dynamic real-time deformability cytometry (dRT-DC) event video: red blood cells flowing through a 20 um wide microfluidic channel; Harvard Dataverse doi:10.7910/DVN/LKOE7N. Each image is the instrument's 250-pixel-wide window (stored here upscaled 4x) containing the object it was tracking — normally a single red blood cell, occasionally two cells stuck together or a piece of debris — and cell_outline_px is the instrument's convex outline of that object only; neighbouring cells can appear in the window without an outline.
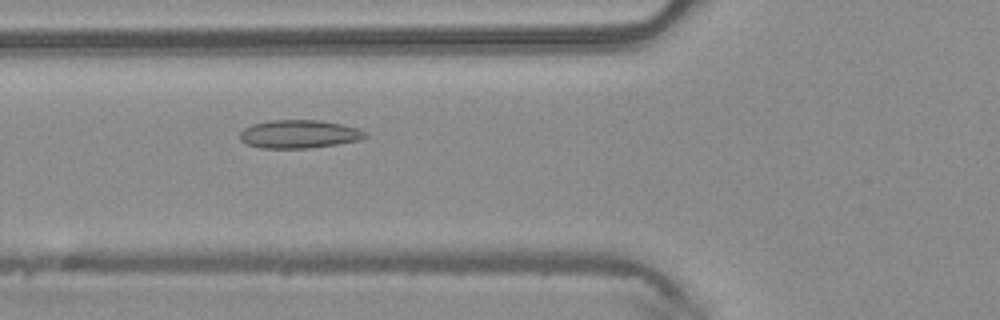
{"species": "common noctule bat (a hibernating species)", "species_latin": "Nyctalus noctula", "temperature_condition": "warm", "stored_images_in_passage": 7, "camera_frame_rate_fps": 3000, "um_per_image_px": 0.085, "animal": {"sex": "male", "body_mass_g": 20.4}, "frame": {"image": 1, "passage_image": 5, "time_ms": 1.333, "image_size_px": [1000, 320], "cell_outline_px": [[368, 136], [360, 140], [336, 144], [308, 148], [260, 148], [248, 144], [240, 140], [240, 132], [244, 128], [252, 124], [268, 120], [320, 120], [340, 124], [356, 128], [364, 132]], "centroid_in_image_um": [25.38, 11.39], "position_along_channel_um": 100.4, "area_um2": 20.52}}
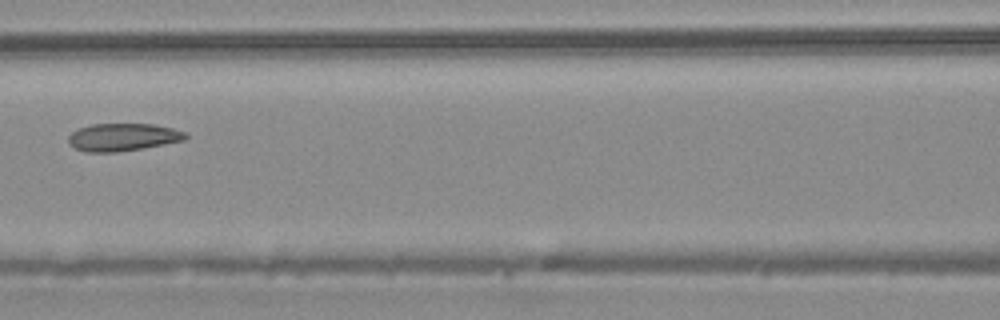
{"frame": {"image": 2, "passage_image": 6, "time_ms": 1.667, "image_size_px": [1000, 320], "cell_outline_px": [[188, 136], [184, 140], [164, 144], [116, 152], [84, 152], [68, 144], [68, 136], [72, 132], [80, 128], [92, 124], [152, 124], [172, 128], [184, 132]], "centroid_in_image_um": [10.4, 11.66], "position_along_channel_um": 156.2, "area_um2": 18.67}}
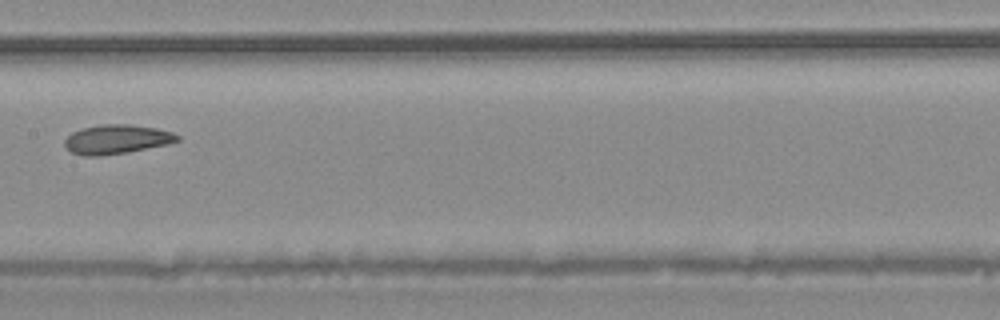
{"frame": {"image": 3, "passage_image": 7, "time_ms": 2.0, "image_size_px": [1000, 320], "cell_outline_px": [[180, 140], [168, 144], [128, 152], [100, 156], [84, 156], [72, 152], [64, 144], [64, 140], [72, 132], [84, 128], [100, 124], [128, 124], [156, 128], [172, 132], [180, 136]], "centroid_in_image_um": [9.93, 11.84], "position_along_channel_um": 197.5, "area_um2": 19.13}}